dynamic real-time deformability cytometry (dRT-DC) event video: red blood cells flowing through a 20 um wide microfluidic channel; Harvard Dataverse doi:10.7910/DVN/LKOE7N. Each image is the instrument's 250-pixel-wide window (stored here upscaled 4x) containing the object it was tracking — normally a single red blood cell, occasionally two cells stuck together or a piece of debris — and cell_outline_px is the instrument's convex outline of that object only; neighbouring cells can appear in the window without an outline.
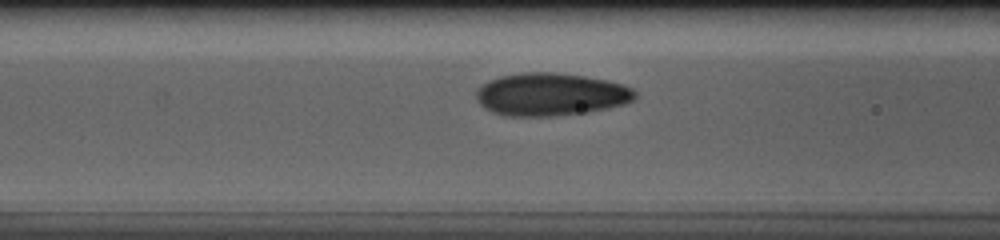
{"species": "human", "species_latin": "Homo sapiens", "temperature_condition": "cold", "stored_images_in_passage": 31, "camera_frame_rate_fps": 3000, "um_per_image_px": 0.085, "donor": {"sex": "male"}, "frame": {"image": 1, "passage_image": 8, "time_ms": 2.333, "image_size_px": [1000, 240], "cell_outline_px": [[636, 96], [632, 100], [624, 104], [608, 108], [588, 112], [552, 116], [508, 116], [492, 112], [484, 108], [476, 100], [476, 88], [488, 80], [500, 76], [520, 72], [556, 72], [584, 76], [608, 80], [624, 84], [632, 88], [636, 92]], "centroid_in_image_um": [46.79, 8.01], "position_along_channel_um": 119.8, "area_um2": 39.94}}
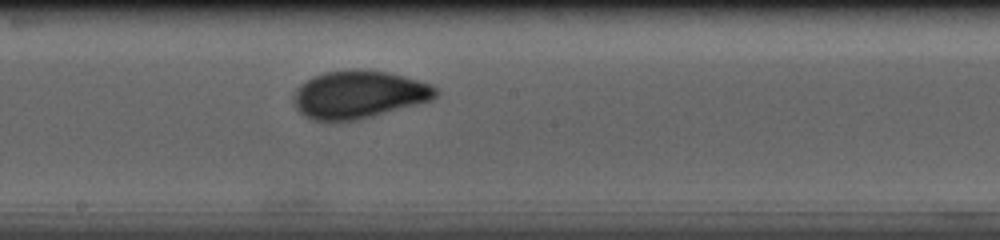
{"frame": {"image": 2, "passage_image": 16, "time_ms": 5.0, "image_size_px": [1000, 240], "cell_outline_px": [[440, 92], [432, 100], [372, 116], [356, 120], [332, 124], [312, 120], [304, 116], [296, 108], [296, 88], [304, 80], [312, 76], [324, 72], [348, 68], [352, 68], [388, 72], [404, 76], [432, 84], [440, 88]], "centroid_in_image_um": [30.49, 8.04], "position_along_channel_um": 217.7, "area_um2": 40.29}}
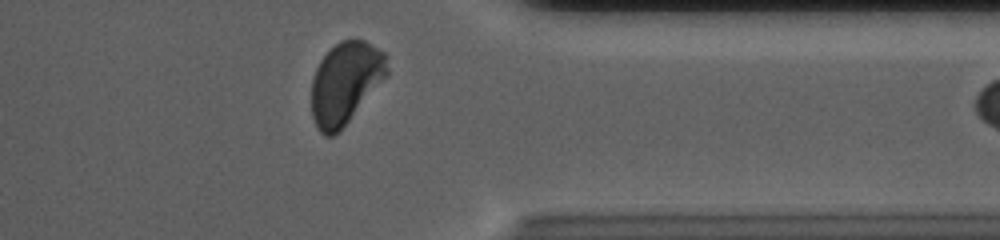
{"frame": {"image": 3, "passage_image": 30, "time_ms": 9.667, "image_size_px": [1000, 240], "cell_outline_px": [[388, 72], [340, 132], [332, 136], [324, 136], [316, 128], [312, 116], [312, 76], [320, 60], [340, 40], [364, 40], [384, 52], [388, 56]], "centroid_in_image_um": [29.34, 7.06], "position_along_channel_um": 382.1, "area_um2": 35.84}}